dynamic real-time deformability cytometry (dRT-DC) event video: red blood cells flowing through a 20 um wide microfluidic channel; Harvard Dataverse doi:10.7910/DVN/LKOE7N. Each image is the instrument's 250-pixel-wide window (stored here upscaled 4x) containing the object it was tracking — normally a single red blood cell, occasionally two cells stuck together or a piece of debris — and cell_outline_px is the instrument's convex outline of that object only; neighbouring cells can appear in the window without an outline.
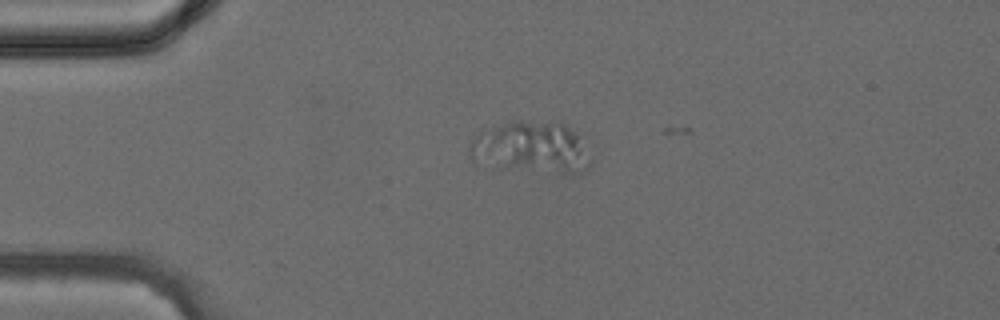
{"species": "common noctule bat (a hibernating species)", "species_latin": "Nyctalus noctula", "temperature_condition": "cold", "stored_images_in_passage": 2, "camera_frame_rate_fps": 3000, "um_per_image_px": 0.085, "animal": {"sex": "female", "body_mass_g": 24.6, "forearm_length_mm": 56.2}, "frame": {"image": 1, "passage_image": 1, "time_ms": 0.0, "image_size_px": [1000, 320], "cell_outline_px": [[592, 164], [584, 172], [560, 172], [492, 168], [472, 160], [468, 152], [468, 148], [472, 140], [484, 128], [512, 120], [560, 120], [576, 132], [580, 136], [592, 160]], "centroid_in_image_um": [45.13, 12.5], "position_along_channel_um": 39.9, "area_um2": 37.51}}